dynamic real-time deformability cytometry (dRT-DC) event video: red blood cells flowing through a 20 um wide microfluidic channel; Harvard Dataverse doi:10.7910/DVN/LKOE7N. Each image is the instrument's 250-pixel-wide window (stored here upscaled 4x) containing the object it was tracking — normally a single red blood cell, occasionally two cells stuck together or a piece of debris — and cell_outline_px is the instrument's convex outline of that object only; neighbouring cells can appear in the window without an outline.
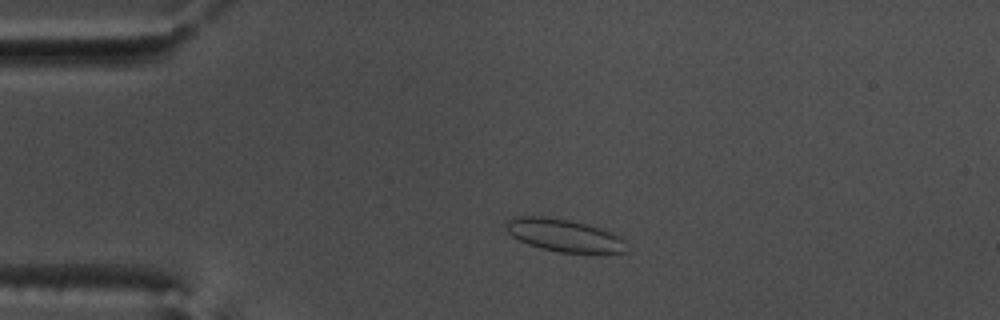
{"species": "common noctule bat (a hibernating species)", "species_latin": "Nyctalus noctula", "temperature_condition": "warm", "stored_images_in_passage": 51, "camera_frame_rate_fps": 3000, "um_per_image_px": 0.085, "animal": {"sex": "male", "body_mass_g": 17.5, "forearm_length_mm": 52.3}, "frame": {"image": 1, "passage_image": 9, "time_ms": 2.667, "image_size_px": [1000, 320], "cell_outline_px": [[628, 252], [560, 252], [540, 248], [528, 244], [512, 236], [508, 232], [508, 220], [512, 216], [540, 216], [568, 220], [588, 224], [612, 232], [624, 240]], "centroid_in_image_um": [47.95, 19.99], "position_along_channel_um": 37.1, "area_um2": 22.48}}
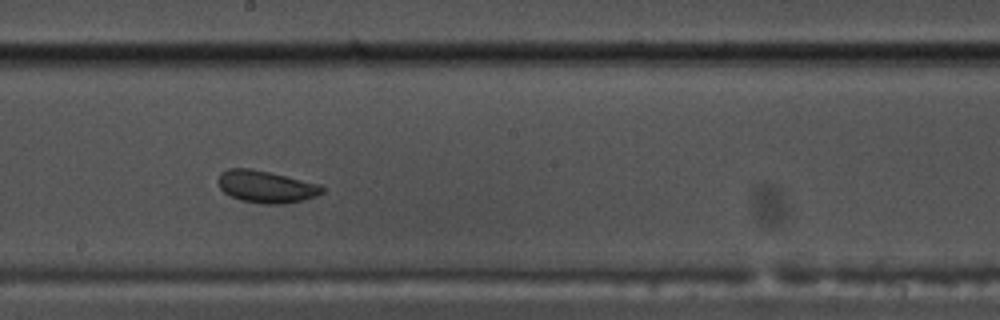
{"frame": {"image": 2, "passage_image": 27, "time_ms": 8.667, "image_size_px": [1000, 320], "cell_outline_px": [[324, 192], [316, 196], [304, 200], [284, 204], [264, 204], [240, 200], [224, 192], [220, 188], [216, 180], [220, 172], [228, 168], [252, 168], [324, 184]], "centroid_in_image_um": [22.64, 15.85], "position_along_channel_um": 225.6, "area_um2": 19.94}}
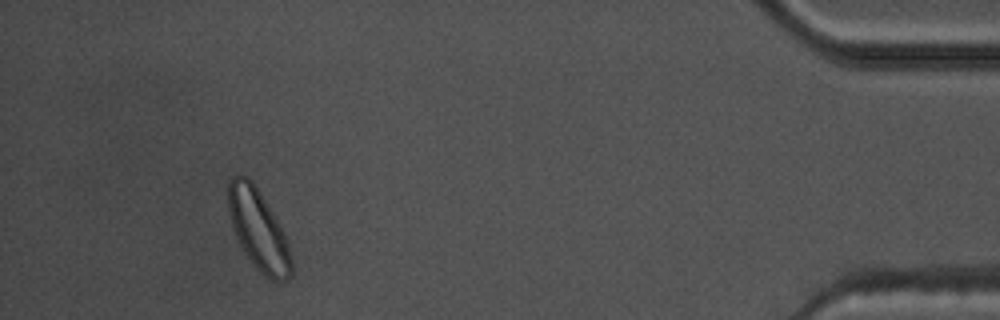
{"frame": {"image": 3, "passage_image": 47, "time_ms": 15.333, "image_size_px": [1000, 320], "cell_outline_px": [[292, 276], [288, 280], [272, 280], [264, 276], [256, 268], [244, 252], [232, 228], [228, 212], [228, 180], [232, 176], [248, 176], [252, 180], [280, 224], [284, 232], [292, 256]], "centroid_in_image_um": [21.97, 19.53], "position_along_channel_um": 413.2, "area_um2": 29.71}, "authors_computed_cell_mechanics": {"area_um2": 21.5016, "velocity_mm_per_s": 3.7627, "shape_relaxation_time_tau1_ms": 3.0634, "shape_relaxation_time_tau2_ms": 0.6137, "deformation_change_tau1": 0.0555, "deformation_change_tau2": 0.0646}}